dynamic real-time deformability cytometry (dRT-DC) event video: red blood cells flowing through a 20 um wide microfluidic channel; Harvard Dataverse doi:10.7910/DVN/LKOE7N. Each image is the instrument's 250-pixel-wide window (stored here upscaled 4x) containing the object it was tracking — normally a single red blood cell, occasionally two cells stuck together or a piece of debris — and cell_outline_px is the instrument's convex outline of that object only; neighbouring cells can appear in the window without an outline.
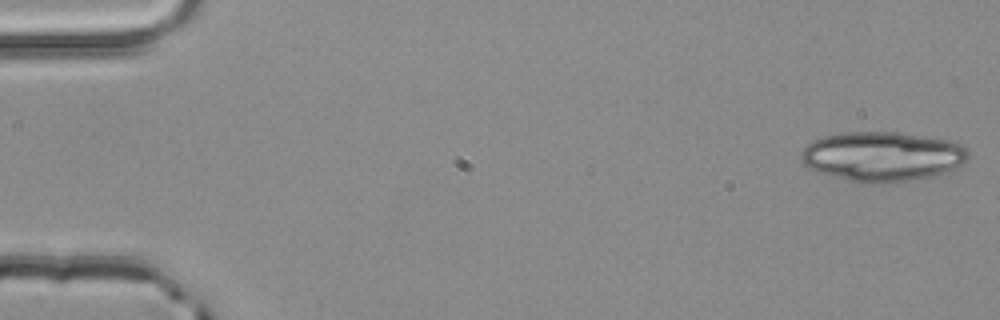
{"species": "common noctule bat (a hibernating species)", "species_latin": "Nyctalus noctula", "temperature_condition": "room temperature", "stored_images_in_passage": 5, "segment_of_instrument_passage": [1, 2], "camera_frame_rate_fps": 3000, "um_per_image_px": 0.085, "animal": {"sex": "male", "body_mass_g": 20.4}, "frame": {"image": 1, "passage_image": 1, "time_ms": 0.0, "image_size_px": [1000, 320], "cell_outline_px": [[968, 160], [964, 164], [944, 172], [932, 176], [908, 180], [868, 184], [848, 180], [832, 176], [820, 172], [804, 164], [804, 148], [812, 140], [824, 136], [844, 132], [896, 132], [952, 140], [964, 144], [968, 152]], "centroid_in_image_um": [75.07, 13.28], "position_along_channel_um": 9.9, "area_um2": 48.03}}